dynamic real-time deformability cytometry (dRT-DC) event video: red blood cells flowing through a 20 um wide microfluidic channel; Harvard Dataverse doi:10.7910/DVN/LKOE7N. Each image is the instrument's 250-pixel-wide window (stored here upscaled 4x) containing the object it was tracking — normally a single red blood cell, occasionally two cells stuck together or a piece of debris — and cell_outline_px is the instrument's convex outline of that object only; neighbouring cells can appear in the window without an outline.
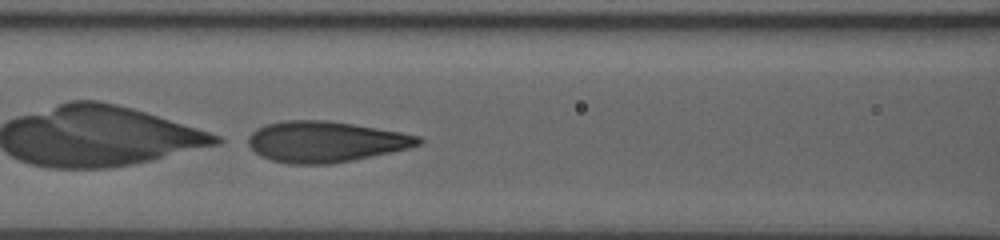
{"species": "human", "species_latin": "Homo sapiens", "temperature_condition": "room temperature", "stored_images_in_passage": 16, "camera_frame_rate_fps": 3000, "um_per_image_px": 0.085, "donor": {"sex": "male"}, "frame": {"image": 1, "passage_image": 13, "time_ms": 5.0, "image_size_px": [1000, 240], "cell_outline_px": [[424, 140], [420, 144], [408, 148], [392, 152], [332, 164], [288, 164], [272, 160], [260, 156], [248, 144], [248, 136], [256, 128], [268, 124], [284, 120], [328, 120], [400, 132], [420, 136]], "centroid_in_image_um": [27.65, 12.05], "position_along_channel_um": 138.9, "area_um2": 40.46}}